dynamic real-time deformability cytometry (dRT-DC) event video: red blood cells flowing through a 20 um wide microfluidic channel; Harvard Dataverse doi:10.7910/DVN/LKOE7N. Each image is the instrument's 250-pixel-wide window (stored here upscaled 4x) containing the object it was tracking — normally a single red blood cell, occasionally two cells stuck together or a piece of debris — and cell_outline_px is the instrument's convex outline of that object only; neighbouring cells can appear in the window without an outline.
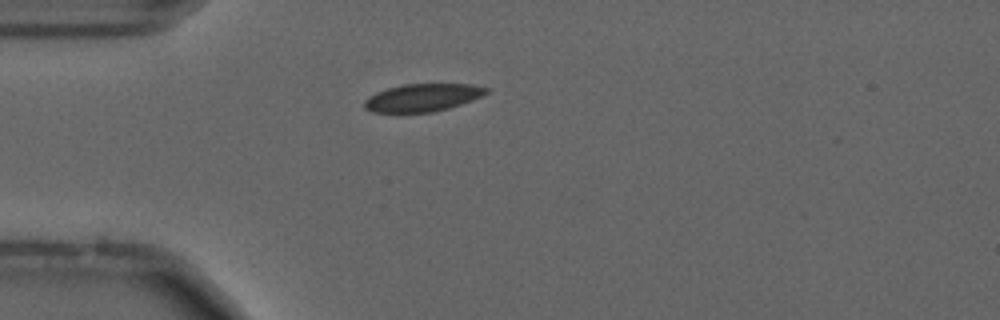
{"species": "common noctule bat (a hibernating species)", "species_latin": "Nyctalus noctula", "temperature_condition": "cold", "stored_images_in_passage": 9, "camera_frame_rate_fps": 3000, "um_per_image_px": 0.085, "animal": {"sex": "male", "forearm_length_mm": 52.5}, "frame": {"image": 1, "passage_image": 1, "time_ms": 0.0, "image_size_px": [1000, 320], "cell_outline_px": [[488, 92], [472, 100], [448, 108], [432, 112], [372, 112], [364, 108], [364, 100], [368, 96], [376, 92], [388, 88], [404, 84], [472, 84], [488, 88]], "centroid_in_image_um": [35.89, 8.29], "position_along_channel_um": 49.1, "area_um2": 19.54}}
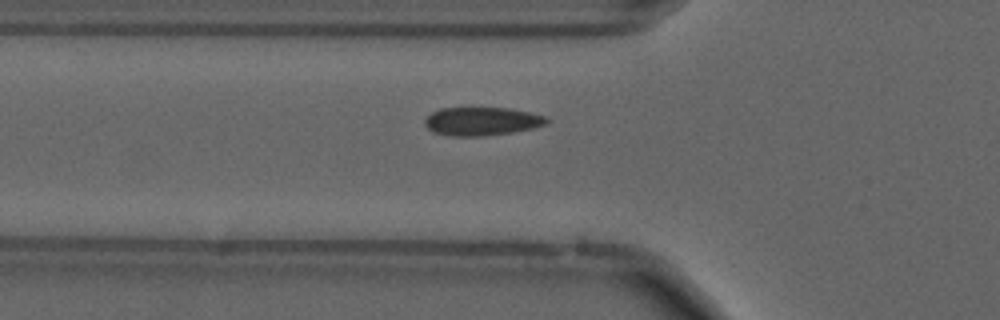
{"frame": {"image": 2, "passage_image": 5, "time_ms": 1.333, "image_size_px": [1000, 320], "cell_outline_px": [[552, 120], [548, 124], [532, 128], [512, 132], [484, 136], [452, 136], [432, 132], [424, 124], [424, 120], [432, 112], [440, 108], [508, 108], [548, 116]], "centroid_in_image_um": [40.99, 10.31], "position_along_channel_um": 84.8, "area_um2": 20.29}}